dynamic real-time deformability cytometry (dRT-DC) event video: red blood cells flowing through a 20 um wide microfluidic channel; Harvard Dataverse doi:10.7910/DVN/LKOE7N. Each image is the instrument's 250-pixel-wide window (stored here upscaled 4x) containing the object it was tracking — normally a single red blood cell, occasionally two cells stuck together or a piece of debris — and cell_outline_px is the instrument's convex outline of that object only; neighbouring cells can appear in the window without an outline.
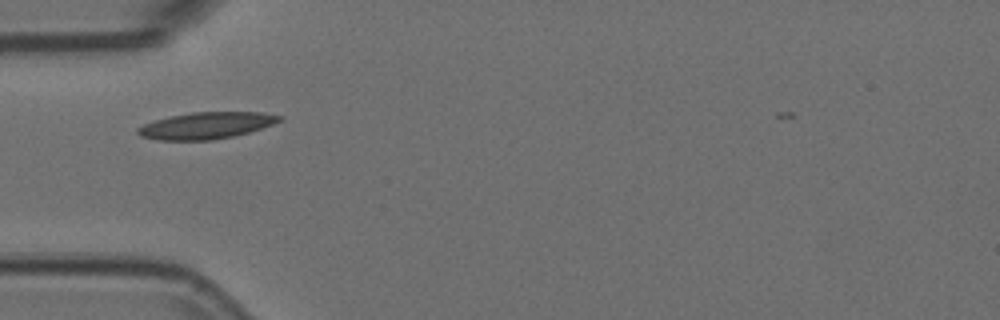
{"species": "Egyptian fruit bat (a non-hibernating species)", "species_latin": "Rousettus aegyptiacus", "temperature_condition": "room temperature", "stored_images_in_passage": 20, "camera_frame_rate_fps": 3000, "um_per_image_px": 0.085, "animal": {"sex": "female"}, "frame": {"image": 1, "passage_image": 2, "time_ms": 0.333, "image_size_px": [1000, 320], "cell_outline_px": [[284, 120], [248, 132], [232, 136], [212, 140], [160, 140], [140, 136], [136, 132], [136, 128], [144, 124], [156, 120], [172, 116], [192, 112], [260, 112], [284, 116]], "centroid_in_image_um": [17.54, 10.66], "position_along_channel_um": 67.5, "area_um2": 21.85}}
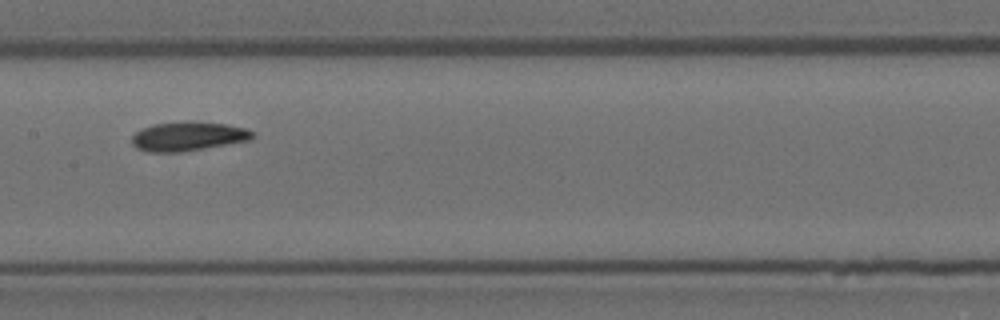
{"frame": {"image": 2, "passage_image": 12, "time_ms": 3.667, "image_size_px": [1000, 320], "cell_outline_px": [[252, 140], [180, 152], [148, 152], [136, 148], [132, 144], [132, 136], [140, 128], [152, 124], [184, 120], [188, 120], [224, 124], [248, 128], [252, 132]], "centroid_in_image_um": [15.95, 11.57], "position_along_channel_um": 191.5, "area_um2": 20.75}}
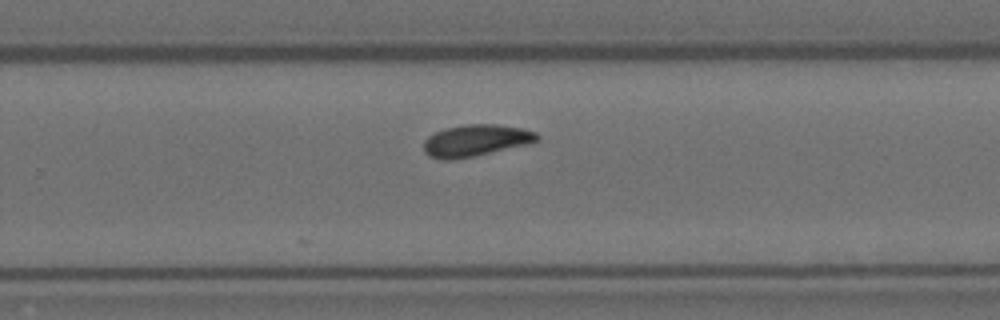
{"frame": {"image": 3, "passage_image": 20, "time_ms": 6.333, "image_size_px": [1000, 320], "cell_outline_px": [[540, 140], [532, 144], [452, 160], [444, 160], [428, 156], [424, 152], [424, 140], [428, 136], [444, 128], [468, 124], [496, 124], [524, 128], [536, 132], [540, 136]], "centroid_in_image_um": [40.48, 11.94], "position_along_channel_um": 289.3, "area_um2": 21.21}}